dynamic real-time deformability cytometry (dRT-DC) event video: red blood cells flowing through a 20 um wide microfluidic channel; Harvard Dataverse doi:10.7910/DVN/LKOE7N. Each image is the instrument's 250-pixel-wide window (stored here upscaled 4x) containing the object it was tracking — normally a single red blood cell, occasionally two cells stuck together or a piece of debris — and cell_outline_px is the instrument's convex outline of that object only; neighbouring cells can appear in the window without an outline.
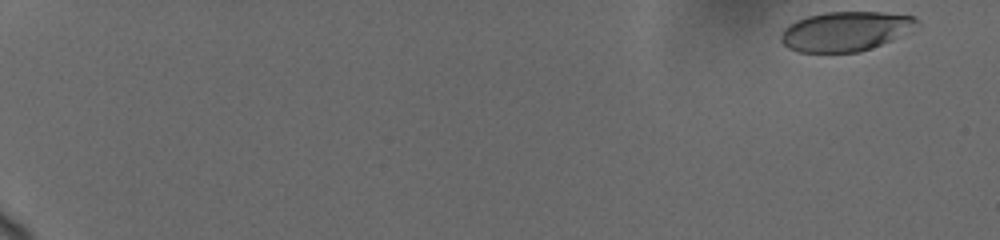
{"species": "human", "species_latin": "Homo sapiens", "temperature_condition": "cold", "stored_images_in_passage": 23, "camera_frame_rate_fps": 3000, "um_per_image_px": 0.085, "donor": {"sex": "female"}, "frame": {"image": 1, "passage_image": 1, "time_ms": 0.0, "image_size_px": [1000, 240], "cell_outline_px": [[920, 24], [892, 40], [860, 52], [800, 52], [788, 48], [780, 40], [780, 36], [784, 28], [788, 24], [796, 20], [808, 16], [824, 12], [884, 12], [912, 16], [920, 20]], "centroid_in_image_um": [71.85, 2.65], "position_along_channel_um": 13.2, "area_um2": 31.33}}
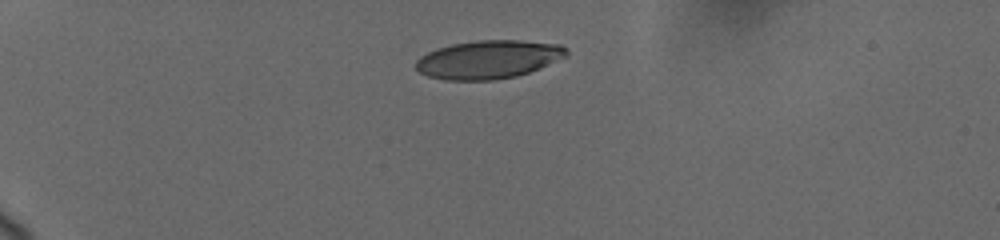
{"frame": {"image": 2, "passage_image": 15, "time_ms": 4.667, "image_size_px": [1000, 240], "cell_outline_px": [[568, 56], [528, 72], [516, 76], [492, 80], [444, 80], [428, 76], [420, 72], [416, 68], [416, 60], [420, 56], [436, 48], [452, 44], [476, 40], [520, 40], [560, 44], [568, 48]], "centroid_in_image_um": [41.52, 5.04], "position_along_channel_um": 43.5, "area_um2": 33.7}}